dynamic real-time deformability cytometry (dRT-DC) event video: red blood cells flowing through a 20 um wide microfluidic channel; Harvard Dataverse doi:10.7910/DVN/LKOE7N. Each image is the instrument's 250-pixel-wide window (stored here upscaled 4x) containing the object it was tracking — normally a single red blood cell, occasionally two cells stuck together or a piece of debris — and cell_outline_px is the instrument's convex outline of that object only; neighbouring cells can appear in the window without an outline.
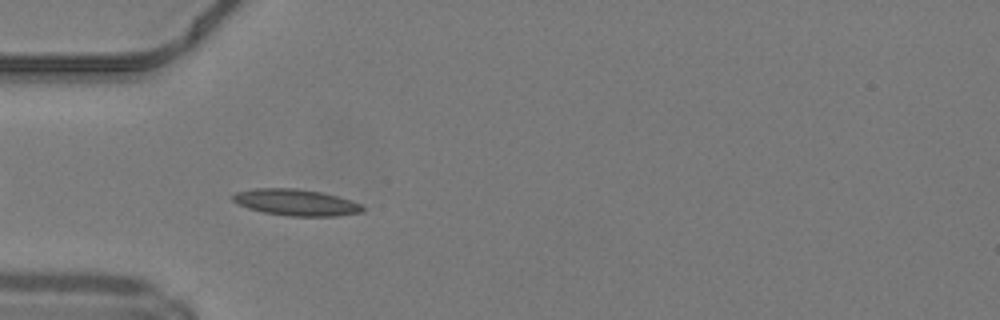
{"species": "common noctule bat (a hibernating species)", "species_latin": "Nyctalus noctula", "temperature_condition": "warm", "stored_images_in_passage": 39, "camera_frame_rate_fps": 3000, "um_per_image_px": 0.085, "animal": {"sex": "male", "body_mass_g": 19.2, "forearm_length_mm": 51.8}, "frame": {"image": 1, "passage_image": 5, "time_ms": 1.333, "image_size_px": [1000, 320], "cell_outline_px": [[364, 212], [336, 216], [288, 216], [264, 212], [248, 208], [232, 200], [232, 196], [236, 192], [256, 188], [296, 188], [320, 192], [336, 196], [364, 204]], "centroid_in_image_um": [25.2, 17.21], "position_along_channel_um": 59.8, "area_um2": 19.94}}
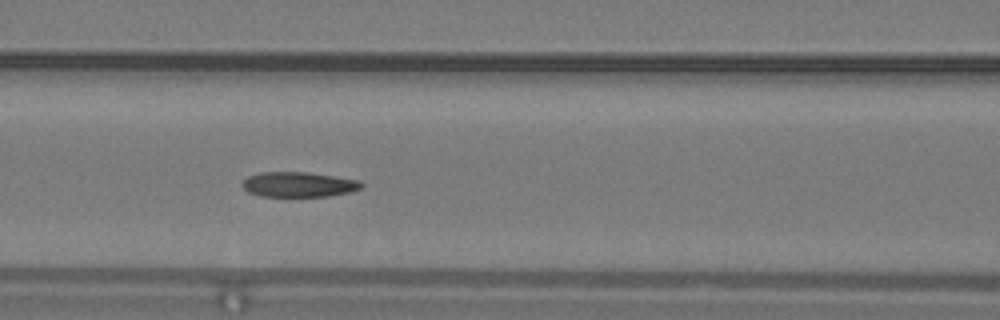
{"frame": {"image": 2, "passage_image": 11, "time_ms": 3.333, "image_size_px": [1000, 320], "cell_outline_px": [[364, 184], [360, 188], [352, 192], [328, 196], [260, 196], [248, 192], [240, 184], [248, 176], [260, 172], [308, 172], [360, 180]], "centroid_in_image_um": [25.39, 15.68], "position_along_channel_um": 141.2, "area_um2": 17.46}}
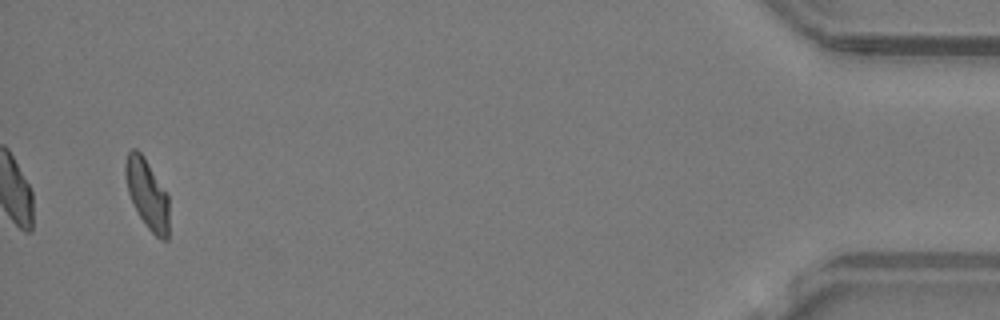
{"frame": {"image": 3, "passage_image": 37, "time_ms": 12.0, "image_size_px": [1000, 320], "cell_outline_px": [[168, 240], [160, 240], [148, 228], [140, 216], [128, 192], [124, 176], [124, 164], [128, 152], [132, 148], [136, 148], [144, 156], [168, 192]], "centroid_in_image_um": [12.51, 16.44], "position_along_channel_um": 422.7, "area_um2": 17.86}, "authors_computed_cell_mechanics": {"area_um2": 18.2648, "velocity_mm_per_s": 4.2163, "shape_relaxation_time_tau1_ms": 10.1012, "shape_relaxation_time_tau2_ms": 3.4355, "deformation_change_tau1": 0.2419, "deformation_change_tau2": 0.0895}}